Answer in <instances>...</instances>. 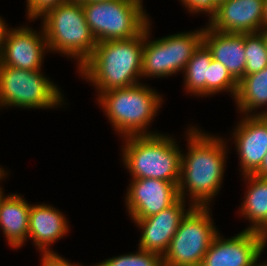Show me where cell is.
I'll return each mask as SVG.
<instances>
[{
  "instance_id": "ba28073f",
  "label": "cell",
  "mask_w": 267,
  "mask_h": 266,
  "mask_svg": "<svg viewBox=\"0 0 267 266\" xmlns=\"http://www.w3.org/2000/svg\"><path fill=\"white\" fill-rule=\"evenodd\" d=\"M209 207L194 206L182 219L162 256L164 266H201L214 237Z\"/></svg>"
},
{
  "instance_id": "ac0fdd59",
  "label": "cell",
  "mask_w": 267,
  "mask_h": 266,
  "mask_svg": "<svg viewBox=\"0 0 267 266\" xmlns=\"http://www.w3.org/2000/svg\"><path fill=\"white\" fill-rule=\"evenodd\" d=\"M30 204L21 195H3L0 187V228L12 248H20L28 238Z\"/></svg>"
},
{
  "instance_id": "cb8c5ba5",
  "label": "cell",
  "mask_w": 267,
  "mask_h": 266,
  "mask_svg": "<svg viewBox=\"0 0 267 266\" xmlns=\"http://www.w3.org/2000/svg\"><path fill=\"white\" fill-rule=\"evenodd\" d=\"M94 266H164L162 256L139 249L137 253L109 258Z\"/></svg>"
},
{
  "instance_id": "9c48e42d",
  "label": "cell",
  "mask_w": 267,
  "mask_h": 266,
  "mask_svg": "<svg viewBox=\"0 0 267 266\" xmlns=\"http://www.w3.org/2000/svg\"><path fill=\"white\" fill-rule=\"evenodd\" d=\"M40 70H23L0 64V106L54 108L62 103V92Z\"/></svg>"
},
{
  "instance_id": "5bb4252c",
  "label": "cell",
  "mask_w": 267,
  "mask_h": 266,
  "mask_svg": "<svg viewBox=\"0 0 267 266\" xmlns=\"http://www.w3.org/2000/svg\"><path fill=\"white\" fill-rule=\"evenodd\" d=\"M211 29L223 33H256L264 26V0H226L209 18Z\"/></svg>"
},
{
  "instance_id": "44dd1931",
  "label": "cell",
  "mask_w": 267,
  "mask_h": 266,
  "mask_svg": "<svg viewBox=\"0 0 267 266\" xmlns=\"http://www.w3.org/2000/svg\"><path fill=\"white\" fill-rule=\"evenodd\" d=\"M212 59L211 51L202 43L192 55L183 72L185 73L184 86L188 93H194L193 95L197 96L207 95V73Z\"/></svg>"
},
{
  "instance_id": "9a60e30c",
  "label": "cell",
  "mask_w": 267,
  "mask_h": 266,
  "mask_svg": "<svg viewBox=\"0 0 267 266\" xmlns=\"http://www.w3.org/2000/svg\"><path fill=\"white\" fill-rule=\"evenodd\" d=\"M233 137L243 175L254 174L267 153V115H246Z\"/></svg>"
},
{
  "instance_id": "83f0119b",
  "label": "cell",
  "mask_w": 267,
  "mask_h": 266,
  "mask_svg": "<svg viewBox=\"0 0 267 266\" xmlns=\"http://www.w3.org/2000/svg\"><path fill=\"white\" fill-rule=\"evenodd\" d=\"M0 17V53L2 51L3 43L7 34V31L9 30L7 25L5 24V21L1 19Z\"/></svg>"
},
{
  "instance_id": "d4e9b609",
  "label": "cell",
  "mask_w": 267,
  "mask_h": 266,
  "mask_svg": "<svg viewBox=\"0 0 267 266\" xmlns=\"http://www.w3.org/2000/svg\"><path fill=\"white\" fill-rule=\"evenodd\" d=\"M68 0H27V14L31 20L41 18L48 10L57 7Z\"/></svg>"
},
{
  "instance_id": "4316f807",
  "label": "cell",
  "mask_w": 267,
  "mask_h": 266,
  "mask_svg": "<svg viewBox=\"0 0 267 266\" xmlns=\"http://www.w3.org/2000/svg\"><path fill=\"white\" fill-rule=\"evenodd\" d=\"M42 266H82L79 264H71L65 258L54 252L42 253ZM93 266V265H92Z\"/></svg>"
},
{
  "instance_id": "30bf717a",
  "label": "cell",
  "mask_w": 267,
  "mask_h": 266,
  "mask_svg": "<svg viewBox=\"0 0 267 266\" xmlns=\"http://www.w3.org/2000/svg\"><path fill=\"white\" fill-rule=\"evenodd\" d=\"M264 234L243 230L229 239L214 237L201 266H252L264 251Z\"/></svg>"
},
{
  "instance_id": "f546056e",
  "label": "cell",
  "mask_w": 267,
  "mask_h": 266,
  "mask_svg": "<svg viewBox=\"0 0 267 266\" xmlns=\"http://www.w3.org/2000/svg\"><path fill=\"white\" fill-rule=\"evenodd\" d=\"M68 1L73 2V3L88 4V3L105 2V1H113V0H68Z\"/></svg>"
},
{
  "instance_id": "7402d4cb",
  "label": "cell",
  "mask_w": 267,
  "mask_h": 266,
  "mask_svg": "<svg viewBox=\"0 0 267 266\" xmlns=\"http://www.w3.org/2000/svg\"><path fill=\"white\" fill-rule=\"evenodd\" d=\"M245 75L259 72L267 67V46L260 32L244 34Z\"/></svg>"
},
{
  "instance_id": "2e32d148",
  "label": "cell",
  "mask_w": 267,
  "mask_h": 266,
  "mask_svg": "<svg viewBox=\"0 0 267 266\" xmlns=\"http://www.w3.org/2000/svg\"><path fill=\"white\" fill-rule=\"evenodd\" d=\"M203 43L211 51L213 59L223 64L237 81L245 76L244 34L218 32L207 25Z\"/></svg>"
},
{
  "instance_id": "4fadbf2b",
  "label": "cell",
  "mask_w": 267,
  "mask_h": 266,
  "mask_svg": "<svg viewBox=\"0 0 267 266\" xmlns=\"http://www.w3.org/2000/svg\"><path fill=\"white\" fill-rule=\"evenodd\" d=\"M184 201L179 197L170 207L163 209L155 215L147 218H131L142 229L138 249L161 256L164 255L180 222L194 207L190 205L189 210H186V202Z\"/></svg>"
},
{
  "instance_id": "d6986e66",
  "label": "cell",
  "mask_w": 267,
  "mask_h": 266,
  "mask_svg": "<svg viewBox=\"0 0 267 266\" xmlns=\"http://www.w3.org/2000/svg\"><path fill=\"white\" fill-rule=\"evenodd\" d=\"M248 181V191L242 202L240 213L252 223L245 230L256 231L264 234V246L267 243V177L254 174L244 175Z\"/></svg>"
},
{
  "instance_id": "1f68e13d",
  "label": "cell",
  "mask_w": 267,
  "mask_h": 266,
  "mask_svg": "<svg viewBox=\"0 0 267 266\" xmlns=\"http://www.w3.org/2000/svg\"><path fill=\"white\" fill-rule=\"evenodd\" d=\"M264 26H267V0H264Z\"/></svg>"
},
{
  "instance_id": "8fae6325",
  "label": "cell",
  "mask_w": 267,
  "mask_h": 266,
  "mask_svg": "<svg viewBox=\"0 0 267 266\" xmlns=\"http://www.w3.org/2000/svg\"><path fill=\"white\" fill-rule=\"evenodd\" d=\"M12 29L7 31L0 64L23 70H41L44 51L48 49L43 28L41 34L27 26Z\"/></svg>"
},
{
  "instance_id": "4dcf8cb0",
  "label": "cell",
  "mask_w": 267,
  "mask_h": 266,
  "mask_svg": "<svg viewBox=\"0 0 267 266\" xmlns=\"http://www.w3.org/2000/svg\"><path fill=\"white\" fill-rule=\"evenodd\" d=\"M259 32L263 36L267 46V26H263Z\"/></svg>"
},
{
  "instance_id": "603a6c76",
  "label": "cell",
  "mask_w": 267,
  "mask_h": 266,
  "mask_svg": "<svg viewBox=\"0 0 267 266\" xmlns=\"http://www.w3.org/2000/svg\"><path fill=\"white\" fill-rule=\"evenodd\" d=\"M238 81L229 73L227 68L212 59L207 73V95L228 90L232 97L236 95Z\"/></svg>"
},
{
  "instance_id": "8992f818",
  "label": "cell",
  "mask_w": 267,
  "mask_h": 266,
  "mask_svg": "<svg viewBox=\"0 0 267 266\" xmlns=\"http://www.w3.org/2000/svg\"><path fill=\"white\" fill-rule=\"evenodd\" d=\"M85 19L97 42L130 39L148 24L142 0H113L82 4Z\"/></svg>"
},
{
  "instance_id": "d6a6232c",
  "label": "cell",
  "mask_w": 267,
  "mask_h": 266,
  "mask_svg": "<svg viewBox=\"0 0 267 266\" xmlns=\"http://www.w3.org/2000/svg\"><path fill=\"white\" fill-rule=\"evenodd\" d=\"M3 168H0V180L3 179V176L7 175L6 172H4V170H2Z\"/></svg>"
},
{
  "instance_id": "7a4b0ae2",
  "label": "cell",
  "mask_w": 267,
  "mask_h": 266,
  "mask_svg": "<svg viewBox=\"0 0 267 266\" xmlns=\"http://www.w3.org/2000/svg\"><path fill=\"white\" fill-rule=\"evenodd\" d=\"M144 30L130 39L98 42L93 55L78 69L98 94L136 85L141 77Z\"/></svg>"
},
{
  "instance_id": "6da1fadb",
  "label": "cell",
  "mask_w": 267,
  "mask_h": 266,
  "mask_svg": "<svg viewBox=\"0 0 267 266\" xmlns=\"http://www.w3.org/2000/svg\"><path fill=\"white\" fill-rule=\"evenodd\" d=\"M187 134L189 152L185 155L181 153L178 194L185 200L189 191L191 205L208 207L221 187L226 144L218 136L202 133L195 127L189 129Z\"/></svg>"
},
{
  "instance_id": "836d02e7",
  "label": "cell",
  "mask_w": 267,
  "mask_h": 266,
  "mask_svg": "<svg viewBox=\"0 0 267 266\" xmlns=\"http://www.w3.org/2000/svg\"><path fill=\"white\" fill-rule=\"evenodd\" d=\"M258 259L254 262V264L252 266H267V263H263V264H257Z\"/></svg>"
},
{
  "instance_id": "ffe728a7",
  "label": "cell",
  "mask_w": 267,
  "mask_h": 266,
  "mask_svg": "<svg viewBox=\"0 0 267 266\" xmlns=\"http://www.w3.org/2000/svg\"><path fill=\"white\" fill-rule=\"evenodd\" d=\"M241 114L267 115V111L253 114L252 111L267 105V67L259 72L243 76L238 81L235 97ZM243 112V113H242Z\"/></svg>"
},
{
  "instance_id": "5b68a950",
  "label": "cell",
  "mask_w": 267,
  "mask_h": 266,
  "mask_svg": "<svg viewBox=\"0 0 267 266\" xmlns=\"http://www.w3.org/2000/svg\"><path fill=\"white\" fill-rule=\"evenodd\" d=\"M41 17L49 51L79 60L78 68L93 55L98 42L86 22L82 4L67 1Z\"/></svg>"
},
{
  "instance_id": "52a82bcc",
  "label": "cell",
  "mask_w": 267,
  "mask_h": 266,
  "mask_svg": "<svg viewBox=\"0 0 267 266\" xmlns=\"http://www.w3.org/2000/svg\"><path fill=\"white\" fill-rule=\"evenodd\" d=\"M149 26L150 22L144 29L141 78L167 77L185 70L192 55L203 43L204 29L149 41Z\"/></svg>"
},
{
  "instance_id": "f1b7e54d",
  "label": "cell",
  "mask_w": 267,
  "mask_h": 266,
  "mask_svg": "<svg viewBox=\"0 0 267 266\" xmlns=\"http://www.w3.org/2000/svg\"><path fill=\"white\" fill-rule=\"evenodd\" d=\"M254 175L259 176V177H267V153L264 156L261 166L254 173Z\"/></svg>"
},
{
  "instance_id": "277c9868",
  "label": "cell",
  "mask_w": 267,
  "mask_h": 266,
  "mask_svg": "<svg viewBox=\"0 0 267 266\" xmlns=\"http://www.w3.org/2000/svg\"><path fill=\"white\" fill-rule=\"evenodd\" d=\"M161 101L158 92L141 83L112 89L98 97L111 125L123 137L152 135L153 132H147L146 127L157 115Z\"/></svg>"
},
{
  "instance_id": "e575fe53",
  "label": "cell",
  "mask_w": 267,
  "mask_h": 266,
  "mask_svg": "<svg viewBox=\"0 0 267 266\" xmlns=\"http://www.w3.org/2000/svg\"><path fill=\"white\" fill-rule=\"evenodd\" d=\"M218 4H220L221 2L223 1H226V0H215Z\"/></svg>"
},
{
  "instance_id": "7c38bea8",
  "label": "cell",
  "mask_w": 267,
  "mask_h": 266,
  "mask_svg": "<svg viewBox=\"0 0 267 266\" xmlns=\"http://www.w3.org/2000/svg\"><path fill=\"white\" fill-rule=\"evenodd\" d=\"M126 198L131 218H147L170 207L179 198V194L178 187L172 182L140 178L130 182Z\"/></svg>"
},
{
  "instance_id": "e0dca14e",
  "label": "cell",
  "mask_w": 267,
  "mask_h": 266,
  "mask_svg": "<svg viewBox=\"0 0 267 266\" xmlns=\"http://www.w3.org/2000/svg\"><path fill=\"white\" fill-rule=\"evenodd\" d=\"M68 222L58 209L45 205L30 206L28 239L42 253L54 252L49 246L68 233Z\"/></svg>"
},
{
  "instance_id": "3957f363",
  "label": "cell",
  "mask_w": 267,
  "mask_h": 266,
  "mask_svg": "<svg viewBox=\"0 0 267 266\" xmlns=\"http://www.w3.org/2000/svg\"><path fill=\"white\" fill-rule=\"evenodd\" d=\"M124 138L123 163L133 179H160L178 187L181 150L172 137L155 132Z\"/></svg>"
},
{
  "instance_id": "484cf974",
  "label": "cell",
  "mask_w": 267,
  "mask_h": 266,
  "mask_svg": "<svg viewBox=\"0 0 267 266\" xmlns=\"http://www.w3.org/2000/svg\"><path fill=\"white\" fill-rule=\"evenodd\" d=\"M183 5L192 13H209L210 18L216 13L218 3L215 0H181Z\"/></svg>"
}]
</instances>
